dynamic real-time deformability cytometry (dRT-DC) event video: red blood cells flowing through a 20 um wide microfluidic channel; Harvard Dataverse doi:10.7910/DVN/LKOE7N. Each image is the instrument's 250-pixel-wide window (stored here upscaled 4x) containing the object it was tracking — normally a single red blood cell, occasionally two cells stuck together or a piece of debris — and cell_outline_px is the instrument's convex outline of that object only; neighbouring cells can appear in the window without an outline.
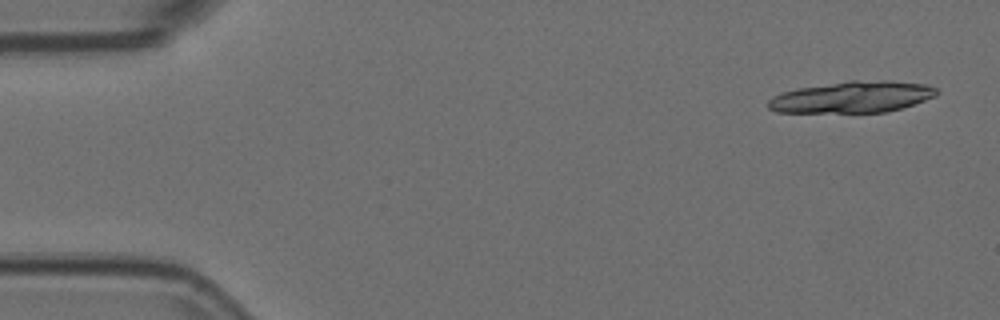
{"species": "Egyptian fruit bat (a non-hibernating species)", "species_latin": "Rousettus aegyptiacus", "temperature_condition": "room temperature", "stored_images_in_passage": 3, "camera_frame_rate_fps": 3000, "um_per_image_px": 0.085, "animal": {"sex": "female"}, "frame": {"image": 1, "passage_image": 1, "time_ms": 0.0, "image_size_px": [1000, 320], "cell_outline_px": [[936, 96], [900, 108], [884, 112], [776, 112], [768, 108], [768, 100], [772, 96], [796, 88], [852, 80], [888, 80], [928, 84], [936, 88]], "centroid_in_image_um": [72.42, 8.23], "position_along_channel_um": 12.6, "area_um2": 30.75}}